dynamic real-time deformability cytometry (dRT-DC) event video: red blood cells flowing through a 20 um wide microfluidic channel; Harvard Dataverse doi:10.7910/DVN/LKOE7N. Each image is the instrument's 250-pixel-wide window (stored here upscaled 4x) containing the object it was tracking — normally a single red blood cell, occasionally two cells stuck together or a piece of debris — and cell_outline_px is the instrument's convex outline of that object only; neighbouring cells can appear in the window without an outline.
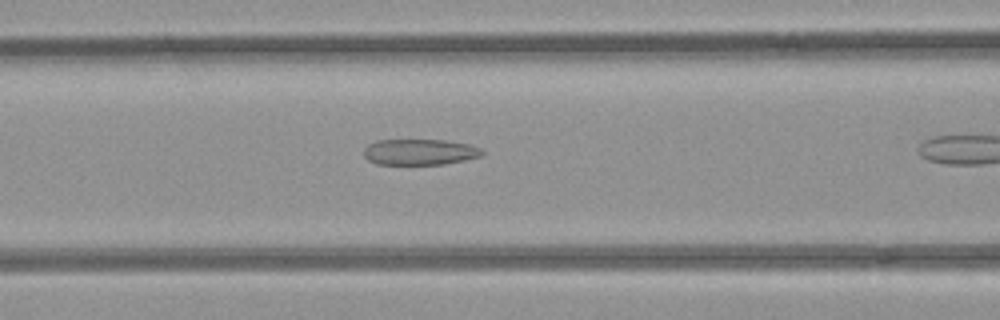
{"species": "common noctule bat (a hibernating species)", "species_latin": "Nyctalus noctula", "temperature_condition": "room temperature", "stored_images_in_passage": 18, "camera_frame_rate_fps": 3000, "um_per_image_px": 0.085, "animal": {"sex": "female", "body_mass_g": 21.9}, "frame": {"image": 1, "passage_image": 8, "time_ms": 2.333, "image_size_px": [1000, 320], "cell_outline_px": [[484, 152], [480, 156], [464, 160], [444, 164], [376, 164], [368, 160], [364, 156], [364, 148], [368, 144], [376, 140], [444, 140], [468, 144], [480, 148]], "centroid_in_image_um": [35.64, 12.92], "position_along_channel_um": 131.0, "area_um2": 17.8}}
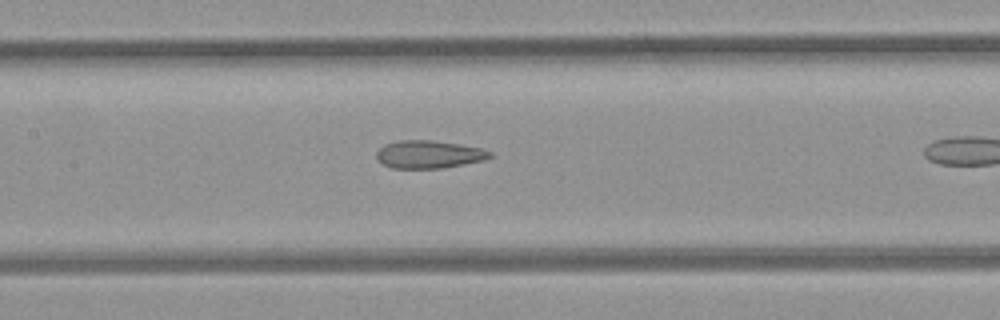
{"frame": {"image": 2, "passage_image": 11, "time_ms": 3.333, "image_size_px": [1000, 320], "cell_outline_px": [[492, 156], [484, 160], [444, 168], [392, 168], [376, 160], [376, 152], [384, 144], [400, 140], [432, 140], [460, 144], [480, 148], [492, 152]], "centroid_in_image_um": [36.44, 13.12], "position_along_channel_um": 171.0, "area_um2": 18.44}}
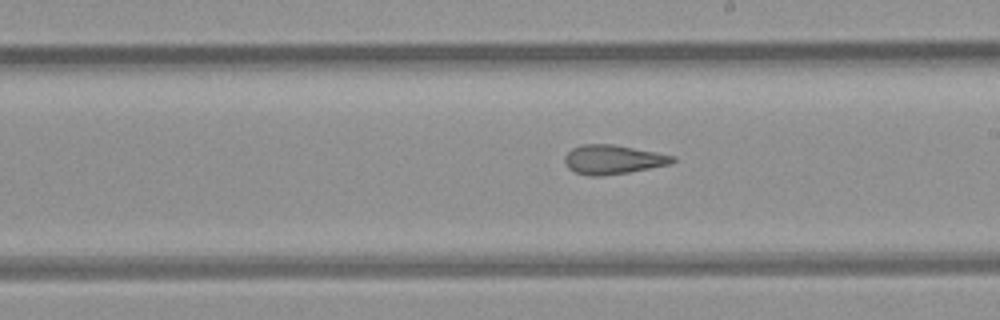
{"frame": {"image": 3, "passage_image": 16, "time_ms": 5.0, "image_size_px": [1000, 320], "cell_outline_px": [[676, 160], [668, 164], [628, 172], [604, 176], [588, 176], [576, 172], [568, 168], [564, 160], [564, 156], [572, 148], [580, 144], [612, 144], [656, 152], [676, 156]], "centroid_in_image_um": [52.06, 13.55], "position_along_channel_um": 236.9, "area_um2": 18.26}}